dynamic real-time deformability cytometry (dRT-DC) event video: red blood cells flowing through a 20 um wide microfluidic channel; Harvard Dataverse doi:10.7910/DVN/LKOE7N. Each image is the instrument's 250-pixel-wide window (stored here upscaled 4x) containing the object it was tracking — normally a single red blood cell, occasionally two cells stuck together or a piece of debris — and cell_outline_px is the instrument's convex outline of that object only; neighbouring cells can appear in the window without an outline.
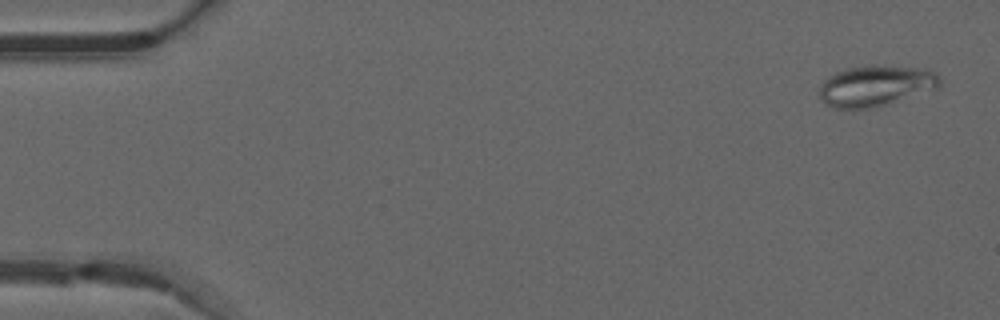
{"species": "common noctule bat (a hibernating species)", "species_latin": "Nyctalus noctula", "temperature_condition": "warm", "stored_images_in_passage": 50, "camera_frame_rate_fps": 3000, "um_per_image_px": 0.085, "animal": {"sex": "male", "forearm_length_mm": 52.5}, "frame": {"image": 1, "passage_image": 2, "time_ms": 0.333, "image_size_px": [1000, 320], "cell_outline_px": [[940, 84], [936, 88], [888, 104], [872, 108], [836, 108], [828, 104], [820, 96], [820, 84], [828, 76], [844, 68], [872, 64], [876, 64], [924, 68], [932, 72], [940, 80]], "centroid_in_image_um": [74.41, 7.26], "position_along_channel_um": 10.6, "area_um2": 28.55}}
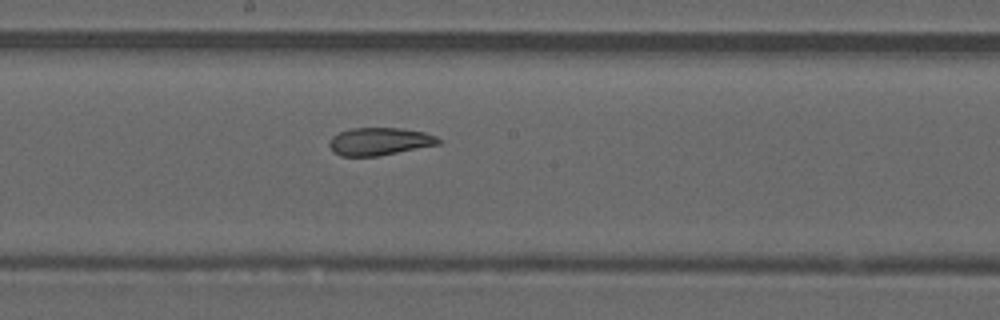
{"frame": {"image": 2, "passage_image": 27, "time_ms": 8.667, "image_size_px": [1000, 320], "cell_outline_px": [[440, 144], [376, 156], [340, 156], [332, 152], [328, 144], [332, 136], [340, 132], [352, 128], [400, 128], [424, 132], [436, 136], [440, 140]], "centroid_in_image_um": [32.22, 12.02], "position_along_channel_um": 216.0, "area_um2": 17.51}}
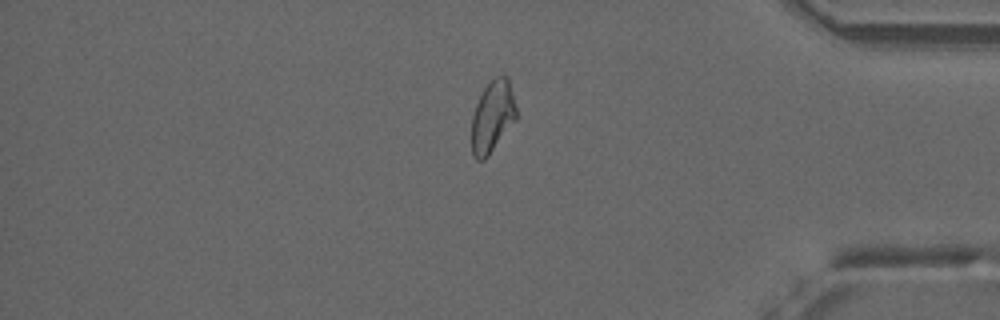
{"frame": {"image": 3, "passage_image": 42, "time_ms": 13.667, "image_size_px": [1000, 320], "cell_outline_px": [[516, 120], [488, 156], [484, 160], [476, 160], [472, 152], [472, 116], [476, 104], [484, 88], [496, 76], [508, 76], [516, 108]], "centroid_in_image_um": [41.86, 9.92], "position_along_channel_um": 393.3, "area_um2": 18.5}, "authors_computed_cell_mechanics": {"area_um2": 19.2763, "velocity_mm_per_s": 4.0843, "shape_relaxation_time_tau1_ms": null, "shape_relaxation_time_tau2_ms": 3.8481, "deformation_change_tau1": null, "deformation_change_tau2": 0.1087}}